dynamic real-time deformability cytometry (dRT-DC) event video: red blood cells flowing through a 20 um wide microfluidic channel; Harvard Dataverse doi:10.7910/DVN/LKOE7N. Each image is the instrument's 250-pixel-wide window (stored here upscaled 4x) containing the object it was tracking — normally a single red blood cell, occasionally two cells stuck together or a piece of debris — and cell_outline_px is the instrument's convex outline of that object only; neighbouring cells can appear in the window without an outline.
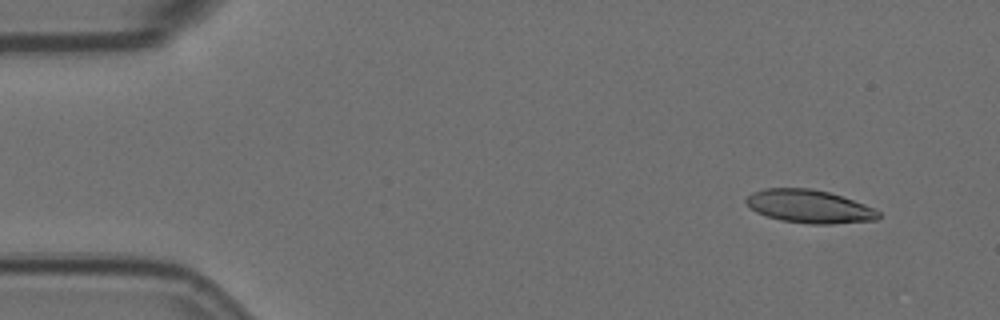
{"species": "Egyptian fruit bat (a non-hibernating species)", "species_latin": "Rousettus aegyptiacus", "temperature_condition": "room temperature", "stored_images_in_passage": 5, "camera_frame_rate_fps": 3000, "um_per_image_px": 0.085, "animal": {"sex": "female"}, "frame": {"image": 1, "passage_image": 2, "time_ms": 0.333, "image_size_px": [1000, 320], "cell_outline_px": [[880, 216], [876, 220], [832, 224], [808, 224], [780, 220], [756, 212], [744, 200], [752, 192], [764, 188], [812, 188], [828, 192], [876, 208], [880, 212]], "centroid_in_image_um": [68.8, 17.55], "position_along_channel_um": 16.2, "area_um2": 25.55}}
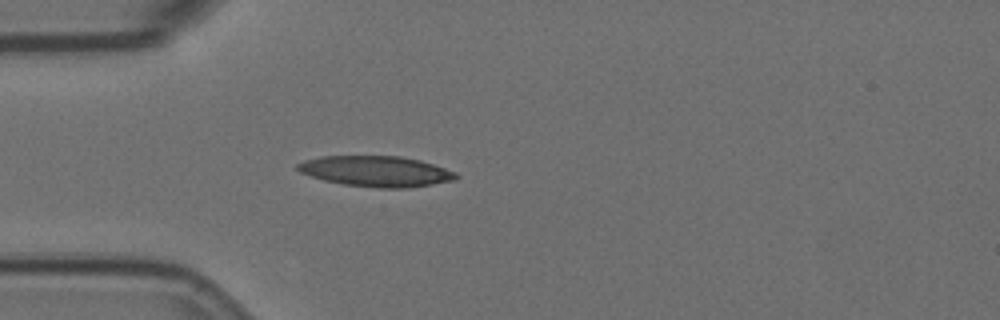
{"frame": {"image": 2, "passage_image": 5, "time_ms": 1.333, "image_size_px": [1000, 320], "cell_outline_px": [[460, 176], [456, 180], [408, 188], [376, 188], [344, 184], [324, 180], [300, 172], [296, 168], [296, 164], [304, 160], [320, 156], [400, 156], [420, 160], [456, 172]], "centroid_in_image_um": [31.97, 14.56], "position_along_channel_um": 53.0, "area_um2": 28.32}}